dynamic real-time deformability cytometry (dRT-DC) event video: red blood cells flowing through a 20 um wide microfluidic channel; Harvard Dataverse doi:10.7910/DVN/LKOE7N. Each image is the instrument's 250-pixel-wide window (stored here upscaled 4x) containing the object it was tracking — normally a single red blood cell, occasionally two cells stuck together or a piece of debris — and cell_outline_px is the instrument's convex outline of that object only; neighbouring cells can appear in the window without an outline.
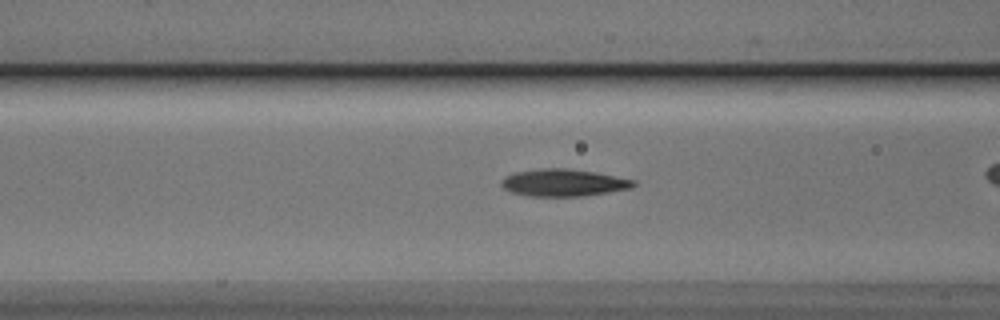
{"species": "Egyptian fruit bat (a non-hibernating species)", "species_latin": "Rousettus aegyptiacus", "temperature_condition": "cold", "stored_images_in_passage": 25, "camera_frame_rate_fps": 3000, "um_per_image_px": 0.085, "animal": {"sex": "male"}, "frame": {"image": 1, "passage_image": 5, "time_ms": 1.333, "image_size_px": [1000, 320], "cell_outline_px": [[636, 184], [632, 188], [608, 192], [580, 196], [528, 196], [512, 192], [504, 188], [500, 184], [500, 180], [504, 176], [516, 172], [540, 168], [568, 168], [596, 172], [636, 180]], "centroid_in_image_um": [47.89, 15.52], "position_along_channel_um": 118.7, "area_um2": 21.04}}
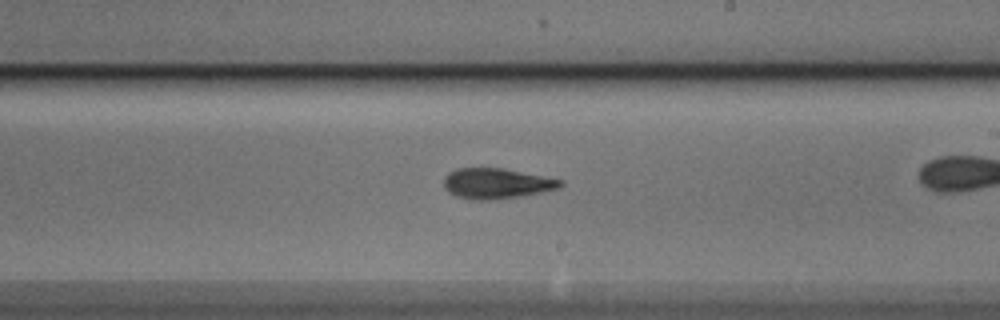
{"frame": {"image": 2, "passage_image": 15, "time_ms": 4.667, "image_size_px": [1000, 320], "cell_outline_px": [[564, 184], [556, 188], [540, 192], [520, 196], [496, 200], [472, 200], [456, 196], [448, 192], [444, 188], [444, 176], [448, 172], [456, 168], [504, 168], [564, 180]], "centroid_in_image_um": [42.16, 15.59], "position_along_channel_um": 246.8, "area_um2": 20.81}}
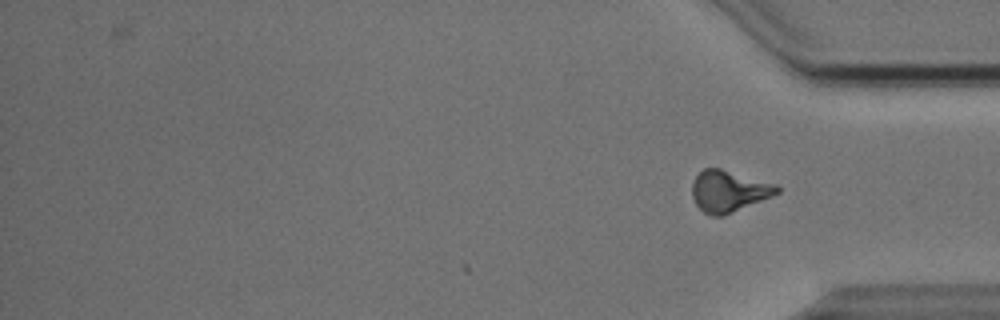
{"frame": {"image": 3, "passage_image": 25, "time_ms": 8.0, "image_size_px": [1000, 320], "cell_outline_px": [[780, 192], [772, 196], [724, 216], [712, 216], [704, 212], [696, 204], [692, 196], [692, 184], [696, 176], [704, 168], [720, 168], [776, 184], [780, 188]], "centroid_in_image_um": [61.94, 16.25], "position_along_channel_um": 373.3, "area_um2": 20.4}, "authors_computed_cell_mechanics": {"area_um2": 20.23, "velocity_mm_per_s": 3.8464, "shape_relaxation_time_tau1_ms": 3.0199, "shape_relaxation_time_tau2_ms": 5.4595, "deformation_change_tau1": 0.138, "deformation_change_tau2": 0.1499}}